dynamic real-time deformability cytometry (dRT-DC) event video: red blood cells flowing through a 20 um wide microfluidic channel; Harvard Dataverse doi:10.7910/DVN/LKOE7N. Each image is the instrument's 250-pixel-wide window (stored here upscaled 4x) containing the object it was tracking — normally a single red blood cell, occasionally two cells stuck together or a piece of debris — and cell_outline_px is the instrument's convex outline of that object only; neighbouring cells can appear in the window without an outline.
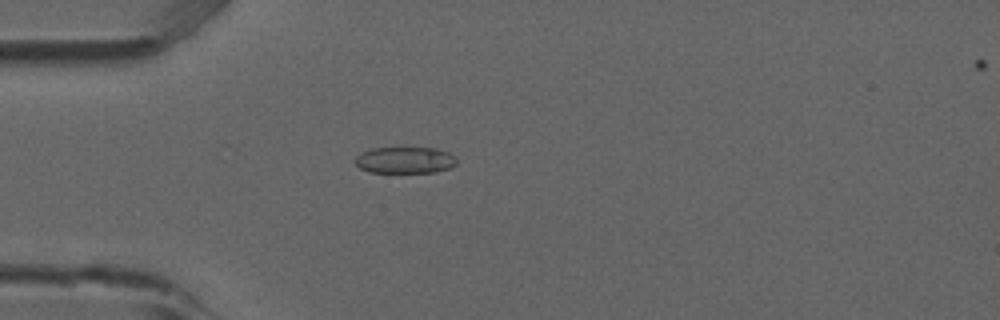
{"species": "common noctule bat (a hibernating species)", "species_latin": "Nyctalus noctula", "temperature_condition": "room temperature", "stored_images_in_passage": 26, "camera_frame_rate_fps": 3000, "um_per_image_px": 0.085, "animal": {"sex": "male", "forearm_length_mm": 52.5}, "frame": {"image": 1, "passage_image": 15, "time_ms": 4.667, "image_size_px": [1000, 320], "cell_outline_px": [[456, 164], [448, 168], [436, 172], [368, 172], [360, 168], [356, 164], [356, 156], [372, 148], [436, 148], [448, 152], [456, 160]], "centroid_in_image_um": [34.42, 13.61], "position_along_channel_um": 50.6, "area_um2": 15.43}}
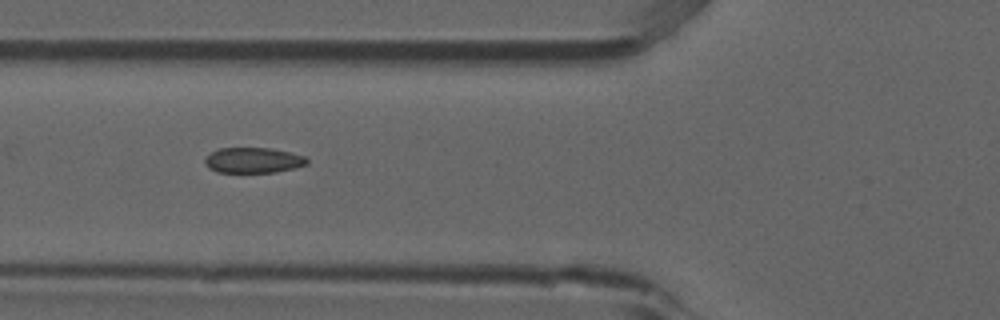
{"frame": {"image": 2, "passage_image": 20, "time_ms": 6.333, "image_size_px": [1000, 320], "cell_outline_px": [[308, 164], [296, 168], [276, 172], [216, 172], [208, 168], [204, 164], [204, 160], [212, 152], [220, 148], [272, 148], [304, 156], [308, 160]], "centroid_in_image_um": [21.53, 13.63], "position_along_channel_um": 104.3, "area_um2": 15.14}}
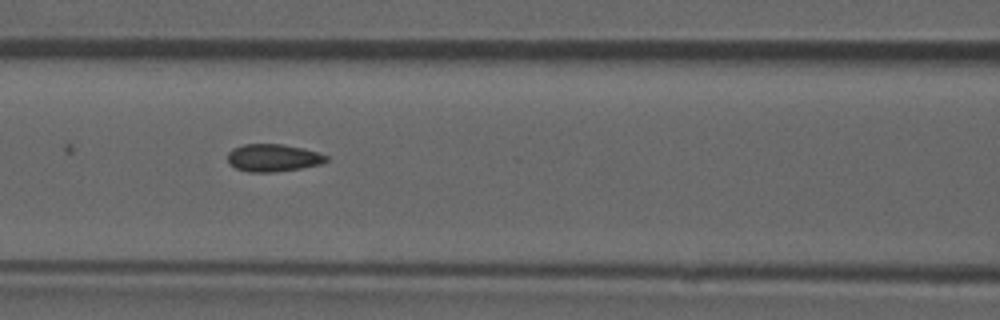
{"frame": {"image": 3, "passage_image": 23, "time_ms": 7.333, "image_size_px": [1000, 320], "cell_outline_px": [[328, 160], [320, 164], [300, 168], [276, 172], [248, 172], [236, 168], [228, 164], [228, 152], [232, 148], [244, 144], [280, 144], [300, 148], [316, 152], [328, 156]], "centroid_in_image_um": [23.16, 13.42], "position_along_channel_um": 143.4, "area_um2": 15.72}}